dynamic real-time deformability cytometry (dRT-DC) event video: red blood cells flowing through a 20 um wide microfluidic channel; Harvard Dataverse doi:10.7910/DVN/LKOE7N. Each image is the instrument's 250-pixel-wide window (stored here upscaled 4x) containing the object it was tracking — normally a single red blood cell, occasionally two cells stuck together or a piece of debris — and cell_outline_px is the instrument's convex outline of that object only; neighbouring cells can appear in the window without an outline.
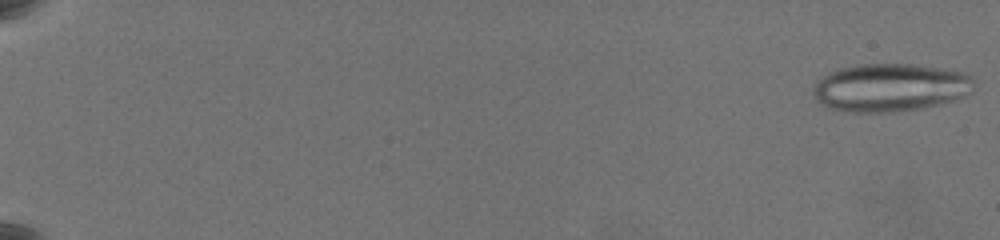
{"species": "common noctule bat (a hibernating species)", "species_latin": "Nyctalus noctula", "temperature_condition": "warm", "stored_images_in_passage": 37, "camera_frame_rate_fps": 3000, "um_per_image_px": 0.085, "animal": {"sex": "female", "body_mass_g": 19.5, "forearm_length_mm": 54.1}, "frame": {"image": 1, "passage_image": 1, "time_ms": 0.0, "image_size_px": [1000, 240], "cell_outline_px": [[972, 92], [956, 100], [940, 104], [920, 108], [896, 112], [852, 112], [828, 108], [816, 100], [812, 92], [812, 88], [824, 76], [840, 68], [864, 64], [912, 64], [960, 72], [968, 76], [972, 80]], "centroid_in_image_um": [75.64, 7.46], "position_along_channel_um": 9.4, "area_um2": 44.56}}